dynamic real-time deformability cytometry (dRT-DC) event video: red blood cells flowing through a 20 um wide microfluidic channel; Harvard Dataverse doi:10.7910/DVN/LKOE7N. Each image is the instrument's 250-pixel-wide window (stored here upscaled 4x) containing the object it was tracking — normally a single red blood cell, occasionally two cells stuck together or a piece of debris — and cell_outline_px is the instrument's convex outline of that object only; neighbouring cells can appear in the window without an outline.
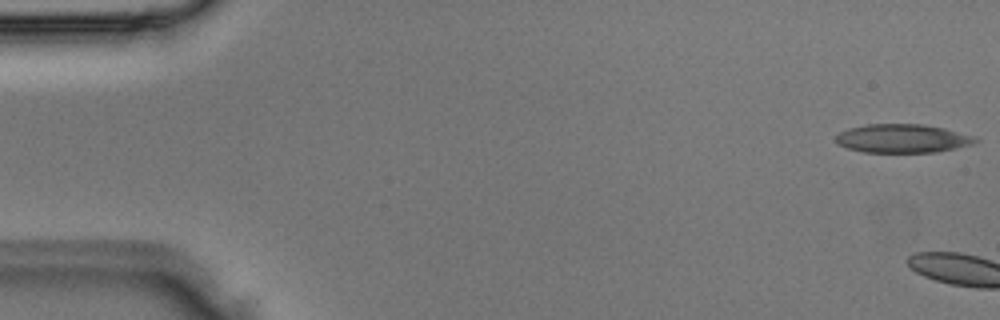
{"species": "Egyptian fruit bat (a non-hibernating species)", "species_latin": "Rousettus aegyptiacus", "temperature_condition": "room temperature", "stored_images_in_passage": 6, "camera_frame_rate_fps": 3000, "um_per_image_px": 0.085, "animal": {"sex": "male"}, "frame": {"image": 1, "passage_image": 1, "time_ms": 0.0, "image_size_px": [1000, 320], "cell_outline_px": [[980, 140], [972, 144], [956, 148], [936, 152], [864, 152], [848, 148], [836, 144], [836, 136], [840, 132], [848, 128], [868, 124], [924, 124], [944, 128], [976, 136]], "centroid_in_image_um": [76.73, 11.76], "position_along_channel_um": 8.3, "area_um2": 23.35}}